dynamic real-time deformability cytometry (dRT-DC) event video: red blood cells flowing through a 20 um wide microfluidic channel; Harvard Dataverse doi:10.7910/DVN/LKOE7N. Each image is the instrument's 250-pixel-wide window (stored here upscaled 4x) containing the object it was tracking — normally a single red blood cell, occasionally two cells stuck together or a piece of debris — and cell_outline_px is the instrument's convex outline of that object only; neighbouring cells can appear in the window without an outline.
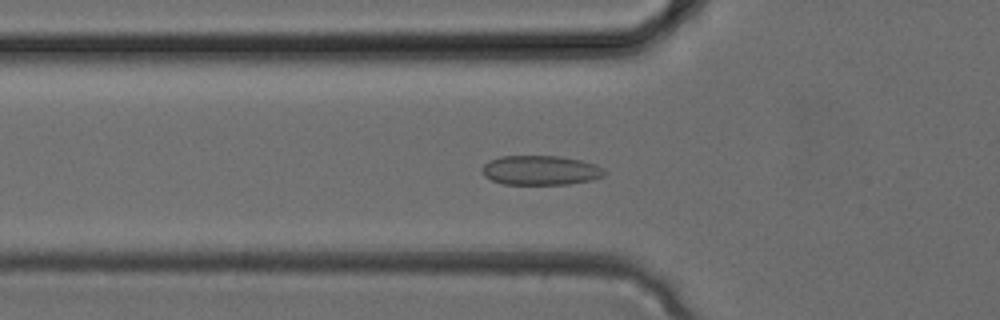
{"species": "common noctule bat (a hibernating species)", "species_latin": "Nyctalus noctula", "temperature_condition": "cold", "stored_images_in_passage": 34, "camera_frame_rate_fps": 3000, "um_per_image_px": 0.085, "animal": {"sex": "female", "body_mass_g": 24.6, "forearm_length_mm": 56.2}, "frame": {"image": 1, "passage_image": 12, "time_ms": 3.667, "image_size_px": [1000, 320], "cell_outline_px": [[608, 172], [604, 176], [592, 180], [568, 184], [504, 184], [492, 180], [484, 176], [480, 168], [488, 160], [500, 156], [560, 156], [580, 160], [596, 164], [604, 168]], "centroid_in_image_um": [45.96, 14.47], "position_along_channel_um": 79.8, "area_um2": 21.27}}
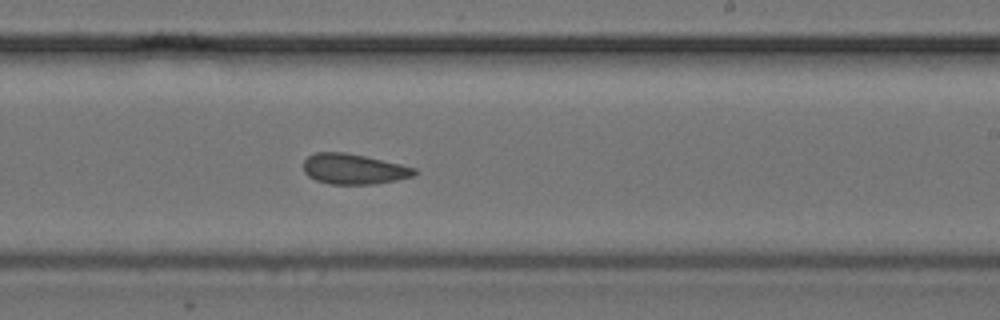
{"frame": {"image": 2, "passage_image": 21, "time_ms": 6.667, "image_size_px": [1000, 320], "cell_outline_px": [[416, 172], [412, 176], [396, 180], [372, 184], [328, 184], [316, 180], [308, 176], [304, 172], [304, 160], [308, 156], [316, 152], [344, 152], [364, 156], [400, 164], [416, 168]], "centroid_in_image_um": [30.03, 14.37], "position_along_channel_um": 259.0, "area_um2": 19.48}}
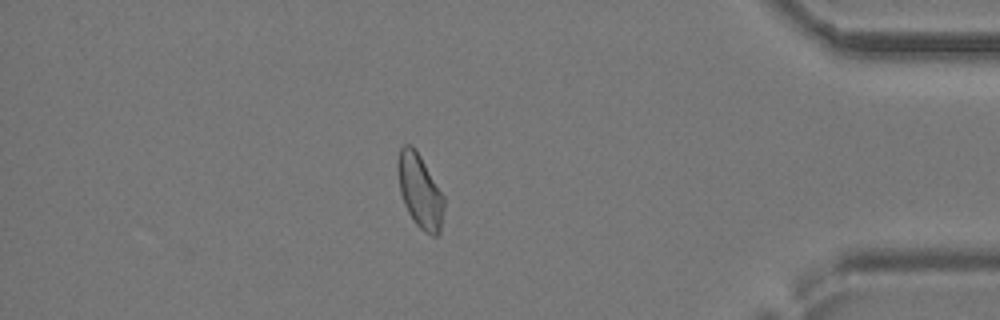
{"frame": {"image": 3, "passage_image": 30, "time_ms": 9.667, "image_size_px": [1000, 320], "cell_outline_px": [[444, 208], [440, 232], [436, 236], [432, 236], [424, 232], [416, 224], [408, 212], [404, 204], [400, 192], [396, 168], [396, 164], [400, 148], [404, 144], [412, 144], [420, 156], [444, 196]], "centroid_in_image_um": [35.67, 16.23], "position_along_channel_um": 399.5, "area_um2": 19.94}}